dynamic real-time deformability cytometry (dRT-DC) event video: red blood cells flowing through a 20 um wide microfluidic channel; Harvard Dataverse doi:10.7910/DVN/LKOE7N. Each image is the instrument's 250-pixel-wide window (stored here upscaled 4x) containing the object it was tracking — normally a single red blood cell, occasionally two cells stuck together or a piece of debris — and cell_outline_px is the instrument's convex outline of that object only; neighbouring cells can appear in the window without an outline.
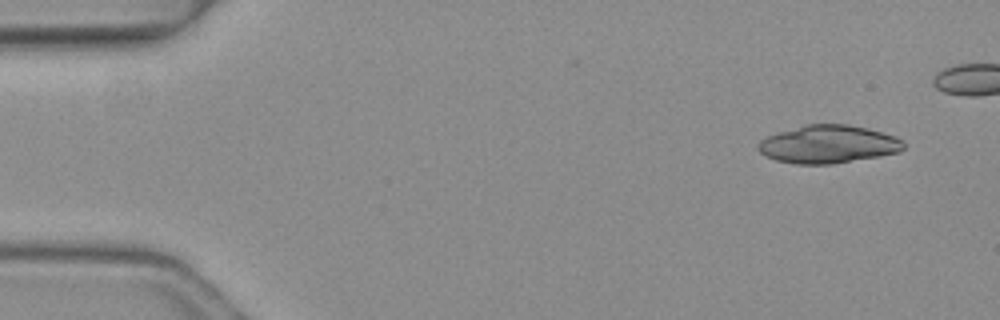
{"species": "common noctule bat (a hibernating species)", "species_latin": "Nyctalus noctula", "temperature_condition": "warm", "stored_images_in_passage": 4, "camera_frame_rate_fps": 3000, "um_per_image_px": 0.085, "animal": {"sex": "female", "body_mass_g": 19.3, "forearm_length_mm": 54.1}, "frame": {"image": 1, "passage_image": 1, "time_ms": 0.0, "image_size_px": [1000, 320], "cell_outline_px": [[904, 148], [900, 152], [832, 164], [796, 164], [776, 160], [764, 156], [756, 148], [756, 144], [760, 140], [768, 136], [804, 124], [848, 124], [868, 128], [896, 136], [904, 144]], "centroid_in_image_um": [70.37, 12.26], "position_along_channel_um": 14.6, "area_um2": 32.19}}